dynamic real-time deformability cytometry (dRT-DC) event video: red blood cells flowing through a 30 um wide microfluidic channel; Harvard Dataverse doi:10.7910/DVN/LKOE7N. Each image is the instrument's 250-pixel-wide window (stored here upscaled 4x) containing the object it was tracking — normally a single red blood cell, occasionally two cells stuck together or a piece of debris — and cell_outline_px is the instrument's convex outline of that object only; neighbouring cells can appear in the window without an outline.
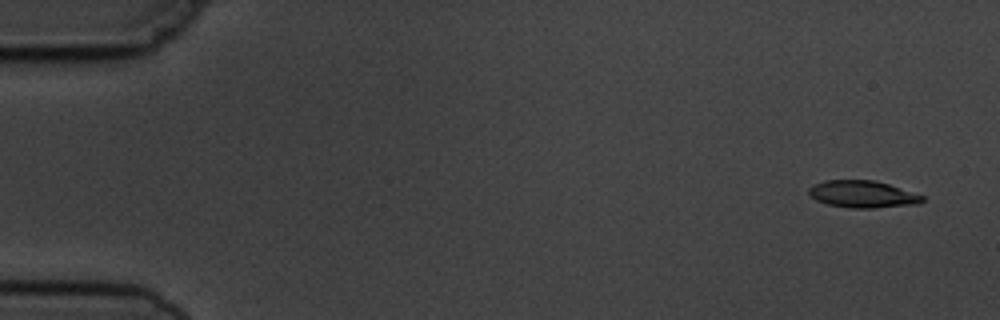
{"species": "common noctule bat (a hibernating species)", "species_latin": "Nyctalus noctula", "temperature_condition": "cold", "stored_images_in_passage": 6, "camera_frame_rate_fps": 3000, "um_per_image_px": 0.085, "animal": {"sex": "male", "body_mass_g": 19.5, "forearm_length_mm": 54.6}, "frame": {"image": 1, "passage_image": 1, "time_ms": 0.0, "image_size_px": [1000, 320], "cell_outline_px": [[924, 200], [920, 204], [872, 208], [848, 208], [828, 204], [816, 200], [808, 192], [808, 188], [824, 180], [872, 180], [888, 184], [924, 196]], "centroid_in_image_um": [73.33, 16.51], "position_along_channel_um": 11.7, "area_um2": 17.8}}
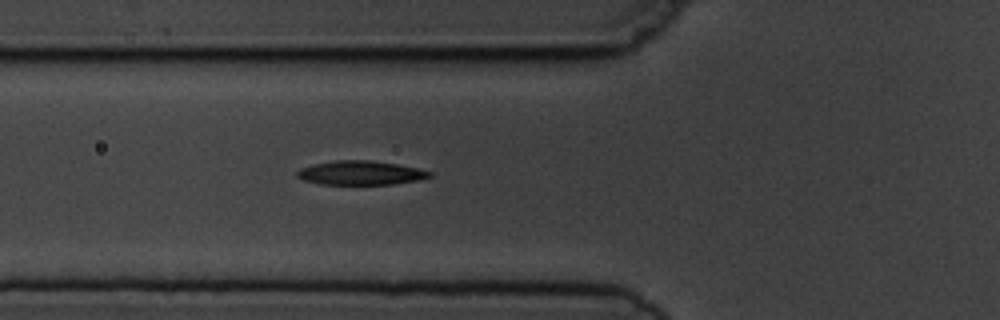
{"frame": {"image": 2, "passage_image": 6, "time_ms": 5.667, "image_size_px": [1000, 320], "cell_outline_px": [[432, 176], [420, 180], [392, 184], [320, 184], [304, 180], [296, 176], [296, 172], [300, 168], [312, 164], [336, 160], [368, 160], [396, 164], [420, 168], [432, 172]], "centroid_in_image_um": [30.66, 14.69], "position_along_channel_um": 95.1, "area_um2": 18.61}}